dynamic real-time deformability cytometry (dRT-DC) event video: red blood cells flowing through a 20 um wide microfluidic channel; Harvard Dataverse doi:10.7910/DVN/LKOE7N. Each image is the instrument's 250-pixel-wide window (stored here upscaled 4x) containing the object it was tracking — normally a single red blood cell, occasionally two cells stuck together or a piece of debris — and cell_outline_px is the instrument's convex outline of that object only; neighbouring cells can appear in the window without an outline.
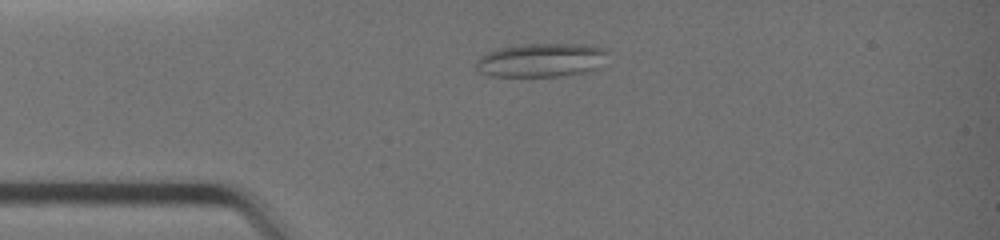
{"species": "common noctule bat (a hibernating species)", "species_latin": "Nyctalus noctula", "temperature_condition": "warm", "stored_images_in_passage": 4, "camera_frame_rate_fps": 3000, "um_per_image_px": 0.085, "animal": {"sex": "female", "body_mass_g": 19.0, "forearm_length_mm": 51.5}, "frame": {"image": 1, "passage_image": 1, "time_ms": 0.0, "image_size_px": [1000, 240], "cell_outline_px": [[608, 52], [596, 68], [588, 72], [560, 76], [484, 76], [476, 72], [476, 60], [480, 56], [488, 52], [500, 48], [520, 44], [588, 44], [604, 48]], "centroid_in_image_um": [45.94, 5.11], "position_along_channel_um": 39.1, "area_um2": 26.07}}